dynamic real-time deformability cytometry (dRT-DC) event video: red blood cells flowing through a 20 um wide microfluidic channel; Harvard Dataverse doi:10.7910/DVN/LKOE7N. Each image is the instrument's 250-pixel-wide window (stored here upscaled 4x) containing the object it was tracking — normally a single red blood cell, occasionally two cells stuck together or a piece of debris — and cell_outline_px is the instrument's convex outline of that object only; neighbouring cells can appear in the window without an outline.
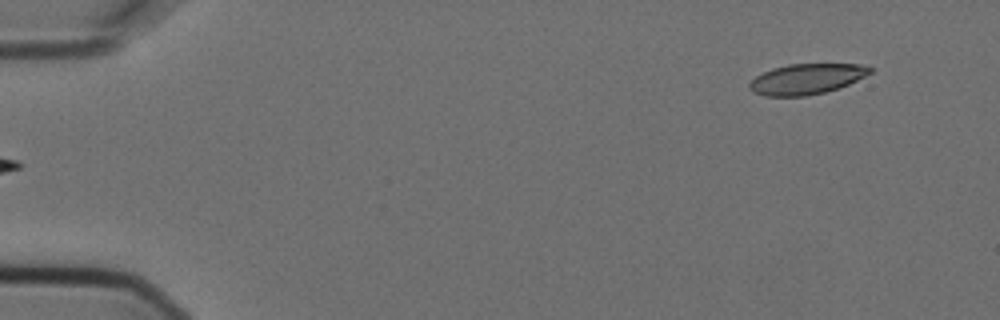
{"species": "Egyptian fruit bat (a non-hibernating species)", "species_latin": "Rousettus aegyptiacus", "temperature_condition": "cold", "stored_images_in_passage": 2, "camera_frame_rate_fps": 3000, "um_per_image_px": 0.085, "animal": {"sex": "female"}, "frame": {"image": 1, "passage_image": 2, "time_ms": 0.333, "image_size_px": [1000, 320], "cell_outline_px": [[872, 72], [848, 84], [824, 92], [808, 96], [764, 96], [752, 92], [748, 88], [748, 84], [756, 76], [772, 68], [788, 64], [860, 64], [872, 68]], "centroid_in_image_um": [68.51, 6.72], "position_along_channel_um": 16.5, "area_um2": 21.33}}